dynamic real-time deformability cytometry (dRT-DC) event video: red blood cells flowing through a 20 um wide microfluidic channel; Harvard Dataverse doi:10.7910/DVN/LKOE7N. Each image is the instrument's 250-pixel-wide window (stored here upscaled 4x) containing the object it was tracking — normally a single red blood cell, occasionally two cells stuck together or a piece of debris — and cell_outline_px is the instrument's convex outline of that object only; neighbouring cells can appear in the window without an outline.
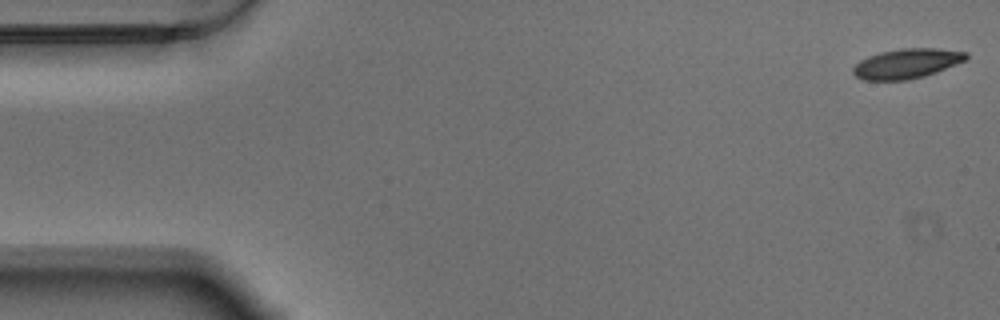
{"species": "Egyptian fruit bat (a non-hibernating species)", "species_latin": "Rousettus aegyptiacus", "temperature_condition": "warm", "stored_images_in_passage": 12, "camera_frame_rate_fps": 3000, "um_per_image_px": 0.085, "animal": {"sex": "male"}, "frame": {"image": 1, "passage_image": 1, "time_ms": 0.0, "image_size_px": [1000, 320], "cell_outline_px": [[968, 56], [964, 60], [956, 64], [936, 72], [924, 76], [908, 80], [864, 80], [856, 76], [852, 72], [852, 68], [860, 60], [868, 56], [880, 52], [904, 48], [936, 48], [968, 52]], "centroid_in_image_um": [77.06, 5.4], "position_along_channel_um": 7.9, "area_um2": 19.54}}